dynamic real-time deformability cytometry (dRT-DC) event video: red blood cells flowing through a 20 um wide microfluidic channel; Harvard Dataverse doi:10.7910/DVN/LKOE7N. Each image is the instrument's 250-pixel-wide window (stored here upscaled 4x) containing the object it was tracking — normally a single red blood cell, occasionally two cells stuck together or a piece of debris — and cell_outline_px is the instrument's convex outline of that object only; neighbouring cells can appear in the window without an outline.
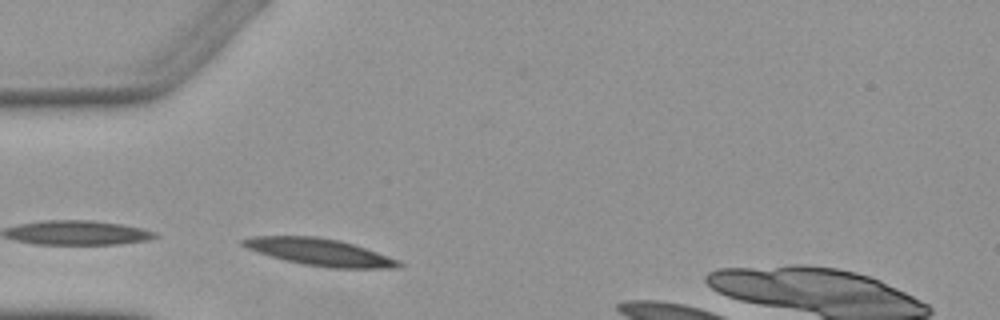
{"species": "Egyptian fruit bat (a non-hibernating species)", "species_latin": "Rousettus aegyptiacus", "temperature_condition": "warm", "stored_images_in_passage": 2, "camera_frame_rate_fps": 3000, "um_per_image_px": 0.085, "animal": {"sex": "female"}, "frame": {"image": 1, "passage_image": 2, "time_ms": 1.0, "image_size_px": [1000, 320], "cell_outline_px": [[404, 264], [400, 268], [328, 268], [304, 264], [284, 260], [248, 248], [240, 244], [240, 240], [252, 236], [316, 236], [340, 240], [400, 260]], "centroid_in_image_um": [27.2, 21.43], "position_along_channel_um": 57.8, "area_um2": 24.39}}